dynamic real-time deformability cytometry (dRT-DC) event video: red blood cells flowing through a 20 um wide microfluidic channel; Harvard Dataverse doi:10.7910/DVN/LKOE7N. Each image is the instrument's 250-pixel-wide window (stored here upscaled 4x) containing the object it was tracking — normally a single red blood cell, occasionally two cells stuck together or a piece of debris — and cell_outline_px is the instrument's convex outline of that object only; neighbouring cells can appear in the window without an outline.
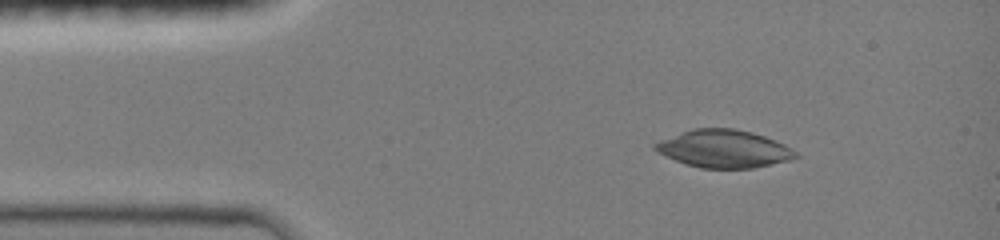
{"species": "common noctule bat (a hibernating species)", "species_latin": "Nyctalus noctula", "temperature_condition": "room temperature", "stored_images_in_passage": 46, "camera_frame_rate_fps": 3000, "um_per_image_px": 0.085, "animal": {"sex": "female", "body_mass_g": 19.0, "forearm_length_mm": 51.5}, "frame": {"image": 1, "passage_image": 6, "time_ms": 1.667, "image_size_px": [1000, 240], "cell_outline_px": [[800, 156], [788, 160], [772, 164], [752, 168], [700, 168], [676, 160], [656, 152], [652, 148], [652, 144], [660, 140], [692, 128], [732, 128], [752, 132], [776, 140], [792, 148]], "centroid_in_image_um": [61.52, 12.64], "position_along_channel_um": 23.5, "area_um2": 30.87}}
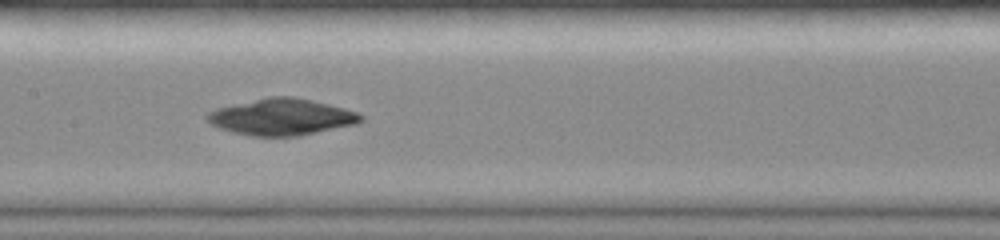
{"frame": {"image": 2, "passage_image": 22, "time_ms": 7.0, "image_size_px": [1000, 240], "cell_outline_px": [[364, 120], [356, 124], [300, 136], [252, 136], [232, 132], [220, 128], [204, 120], [204, 116], [208, 112], [216, 108], [232, 104], [268, 96], [292, 96], [312, 100], [344, 108], [356, 112], [364, 116]], "centroid_in_image_um": [23.91, 9.94], "position_along_channel_um": 183.5, "area_um2": 32.89}}
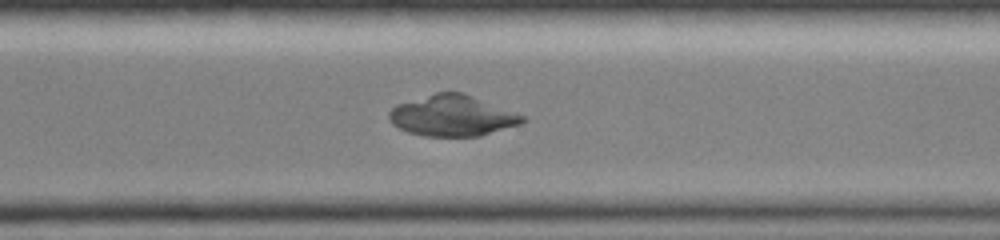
{"frame": {"image": 3, "passage_image": 33, "time_ms": 10.667, "image_size_px": [1000, 240], "cell_outline_px": [[528, 120], [520, 124], [480, 136], [424, 136], [408, 132], [392, 124], [388, 120], [388, 112], [396, 104], [436, 92], [464, 92], [516, 112], [524, 116]], "centroid_in_image_um": [38.45, 9.83], "position_along_channel_um": 332.2, "area_um2": 31.96}}